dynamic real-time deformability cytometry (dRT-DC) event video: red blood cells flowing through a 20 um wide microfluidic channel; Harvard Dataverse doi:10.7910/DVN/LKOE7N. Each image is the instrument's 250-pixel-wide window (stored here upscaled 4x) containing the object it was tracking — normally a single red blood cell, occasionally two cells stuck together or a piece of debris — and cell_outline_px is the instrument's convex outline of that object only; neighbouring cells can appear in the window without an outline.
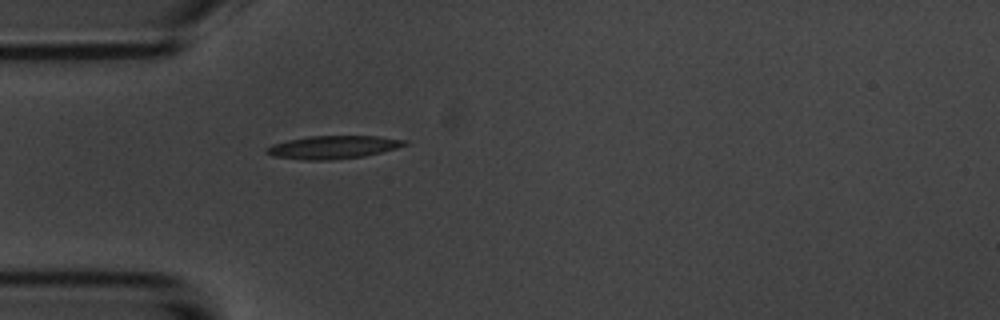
{"species": "common noctule bat (a hibernating species)", "species_latin": "Nyctalus noctula", "temperature_condition": "room temperature", "stored_images_in_passage": 1, "camera_frame_rate_fps": 3000, "um_per_image_px": 0.085, "animal": {"sex": "male", "body_mass_g": 20.1, "forearm_length_mm": 53.5}, "frame": {"image": 1, "passage_image": 1, "time_ms": 0.0, "image_size_px": [1000, 320], "cell_outline_px": [[408, 144], [396, 148], [364, 156], [332, 160], [304, 160], [272, 156], [264, 152], [264, 148], [272, 144], [288, 140], [308, 136], [376, 136], [408, 140]], "centroid_in_image_um": [28.27, 12.51], "position_along_channel_um": 56.7, "area_um2": 18.61}}